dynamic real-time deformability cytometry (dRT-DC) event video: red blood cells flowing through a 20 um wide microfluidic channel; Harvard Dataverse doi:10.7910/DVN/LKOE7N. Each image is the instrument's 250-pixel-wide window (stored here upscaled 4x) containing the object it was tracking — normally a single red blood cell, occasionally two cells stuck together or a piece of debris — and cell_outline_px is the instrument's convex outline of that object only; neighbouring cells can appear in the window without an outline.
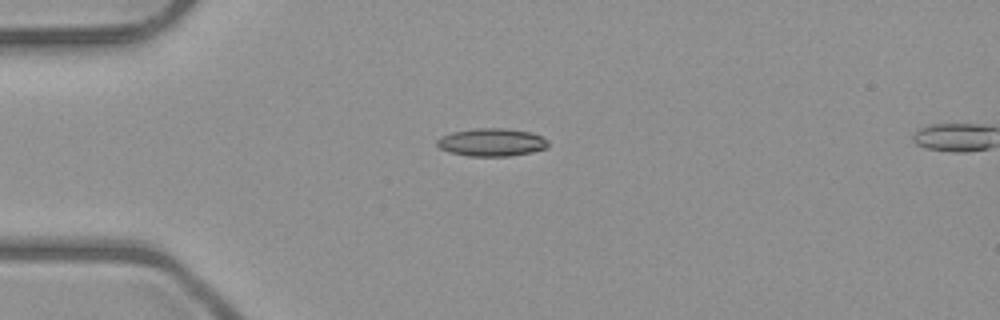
{"species": "common noctule bat (a hibernating species)", "species_latin": "Nyctalus noctula", "temperature_condition": "room temperature", "stored_images_in_passage": 7, "camera_frame_rate_fps": 3000, "um_per_image_px": 0.085, "animal": {"sex": "male", "body_mass_g": 23.1, "forearm_length_mm": 52.7}, "frame": {"image": 1, "passage_image": 5, "time_ms": 4.333, "image_size_px": [1000, 320], "cell_outline_px": [[548, 148], [532, 152], [512, 156], [468, 156], [448, 152], [440, 148], [436, 144], [436, 140], [452, 132], [476, 128], [504, 128], [532, 132], [548, 140]], "centroid_in_image_um": [41.81, 12.1], "position_along_channel_um": 43.2, "area_um2": 18.15}}
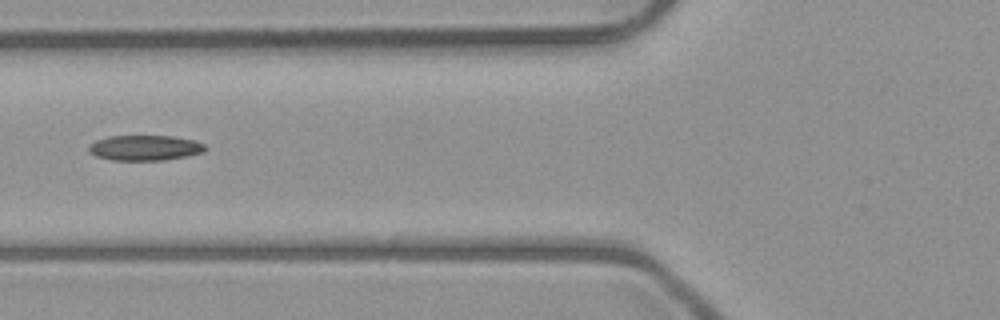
{"frame": {"image": 2, "passage_image": 7, "time_ms": 6.667, "image_size_px": [1000, 320], "cell_outline_px": [[208, 148], [204, 152], [164, 160], [112, 160], [96, 156], [88, 152], [88, 144], [96, 140], [108, 136], [172, 136], [196, 140], [204, 144]], "centroid_in_image_um": [12.3, 12.56], "position_along_channel_um": 113.5, "area_um2": 17.28}}